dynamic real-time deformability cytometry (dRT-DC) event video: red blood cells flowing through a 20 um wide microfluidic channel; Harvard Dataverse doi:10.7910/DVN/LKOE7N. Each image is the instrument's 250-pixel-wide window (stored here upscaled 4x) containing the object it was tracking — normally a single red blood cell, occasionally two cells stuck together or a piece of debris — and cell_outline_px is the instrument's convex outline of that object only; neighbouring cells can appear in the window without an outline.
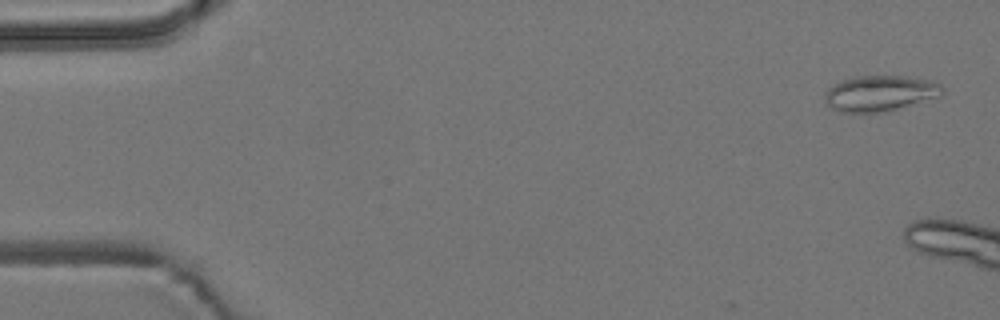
{"species": "common noctule bat (a hibernating species)", "species_latin": "Nyctalus noctula", "temperature_condition": "room temperature", "stored_images_in_passage": 5, "camera_frame_rate_fps": 3000, "um_per_image_px": 0.085, "animal": {"sex": "male", "body_mass_g": 19.2, "forearm_length_mm": 51.8}, "frame": {"image": 1, "passage_image": 5, "time_ms": 5.333, "image_size_px": [1000, 320], "cell_outline_px": [[944, 92], [940, 96], [884, 112], [840, 112], [832, 108], [828, 104], [824, 96], [824, 92], [828, 88], [840, 80], [852, 76], [904, 76], [932, 80], [940, 84], [944, 88]], "centroid_in_image_um": [74.79, 7.91], "position_along_channel_um": 10.2, "area_um2": 24.51}}